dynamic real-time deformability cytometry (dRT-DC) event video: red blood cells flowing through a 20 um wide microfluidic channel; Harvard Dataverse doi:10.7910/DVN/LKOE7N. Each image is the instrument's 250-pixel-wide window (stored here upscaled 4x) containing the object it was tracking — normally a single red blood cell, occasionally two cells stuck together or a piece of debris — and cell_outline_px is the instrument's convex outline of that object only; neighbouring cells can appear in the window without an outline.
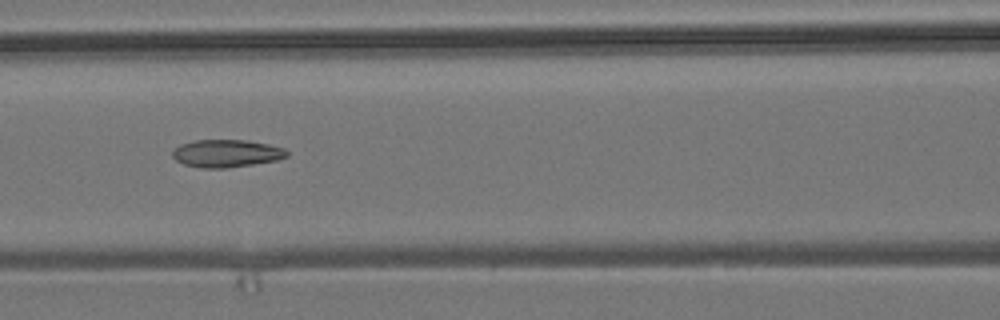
{"species": "common noctule bat (a hibernating species)", "species_latin": "Nyctalus noctula", "temperature_condition": "room temperature", "stored_images_in_passage": 5, "camera_frame_rate_fps": 3000, "um_per_image_px": 0.085, "animal": {"sex": "male", "body_mass_g": 19.2, "forearm_length_mm": 51.8}, "frame": {"image": 1, "passage_image": 3, "time_ms": 2.333, "image_size_px": [1000, 320], "cell_outline_px": [[288, 156], [276, 160], [252, 164], [224, 168], [204, 168], [184, 164], [176, 160], [172, 156], [172, 152], [180, 144], [196, 140], [248, 140], [268, 144], [284, 148], [288, 152]], "centroid_in_image_um": [19.25, 13.03], "position_along_channel_um": 147.3, "area_um2": 18.26}}
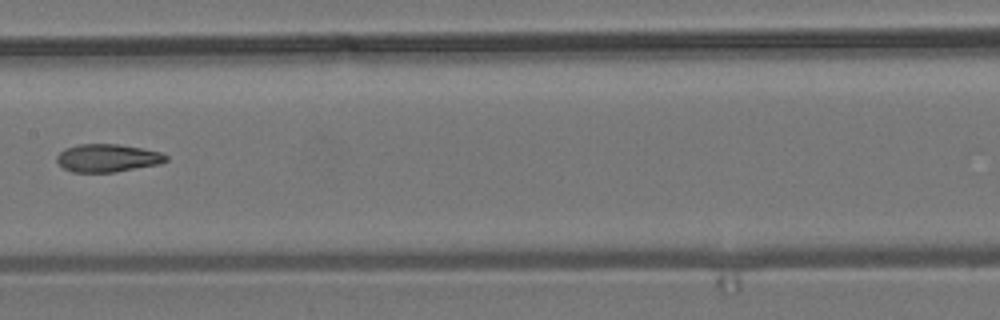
{"frame": {"image": 2, "passage_image": 4, "time_ms": 3.667, "image_size_px": [1000, 320], "cell_outline_px": [[168, 160], [160, 164], [116, 172], [72, 172], [64, 168], [56, 160], [56, 156], [64, 148], [80, 144], [116, 144], [140, 148], [160, 152], [168, 156]], "centroid_in_image_um": [9.14, 13.43], "position_along_channel_um": 198.3, "area_um2": 17.74}}
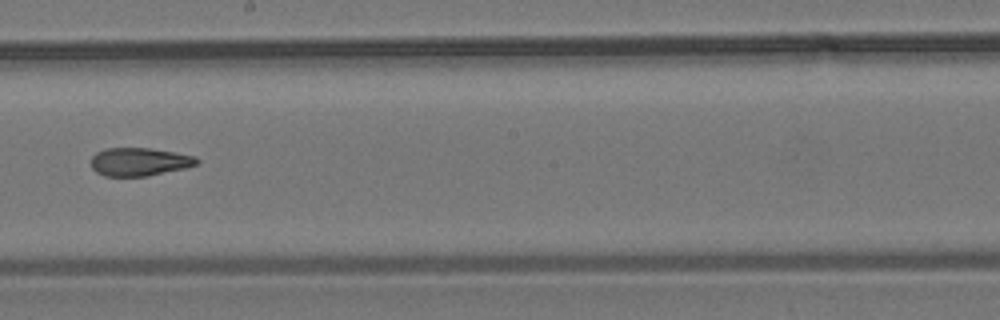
{"frame": {"image": 3, "passage_image": 5, "time_ms": 4.667, "image_size_px": [1000, 320], "cell_outline_px": [[200, 164], [184, 168], [144, 176], [104, 176], [96, 172], [92, 168], [92, 156], [96, 152], [108, 148], [152, 148], [176, 152], [196, 156], [200, 160]], "centroid_in_image_um": [11.88, 13.74], "position_along_channel_um": 236.3, "area_um2": 17.4}}